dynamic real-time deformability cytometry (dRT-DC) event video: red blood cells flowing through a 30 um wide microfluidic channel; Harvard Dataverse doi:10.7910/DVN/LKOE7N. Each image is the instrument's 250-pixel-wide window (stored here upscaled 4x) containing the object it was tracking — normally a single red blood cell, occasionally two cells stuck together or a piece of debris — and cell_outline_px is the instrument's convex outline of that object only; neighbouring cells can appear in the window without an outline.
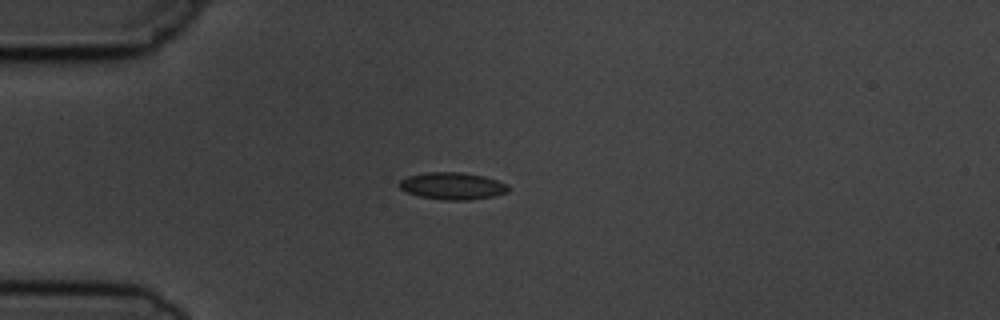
{"species": "common noctule bat (a hibernating species)", "species_latin": "Nyctalus noctula", "temperature_condition": "cold", "stored_images_in_passage": 8, "camera_frame_rate_fps": 3000, "um_per_image_px": 0.085, "animal": {"sex": "male", "body_mass_g": 19.5, "forearm_length_mm": 54.6}, "frame": {"image": 1, "passage_image": 3, "time_ms": 2.333, "image_size_px": [1000, 320], "cell_outline_px": [[508, 192], [496, 196], [468, 200], [444, 200], [420, 196], [408, 192], [400, 188], [400, 180], [408, 176], [428, 172], [460, 172], [484, 176], [508, 184]], "centroid_in_image_um": [38.5, 15.81], "position_along_channel_um": 46.5, "area_um2": 17.11}}
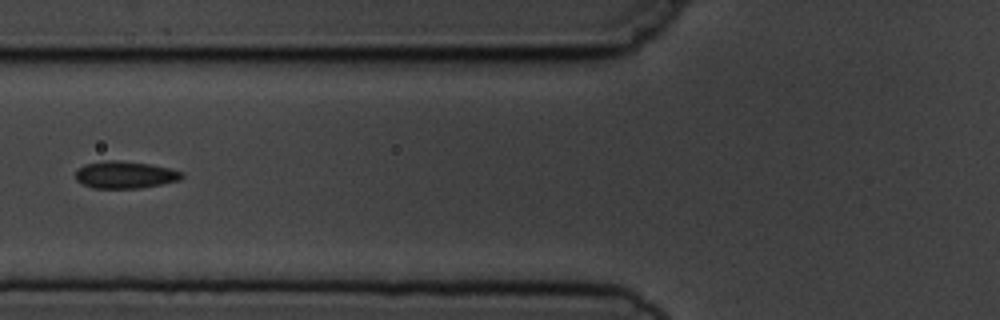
{"frame": {"image": 2, "passage_image": 5, "time_ms": 4.667, "image_size_px": [1000, 320], "cell_outline_px": [[184, 176], [180, 180], [140, 188], [92, 188], [76, 180], [76, 172], [84, 164], [104, 160], [116, 160], [148, 164], [168, 168], [184, 172]], "centroid_in_image_um": [10.63, 14.86], "position_along_channel_um": 115.2, "area_um2": 16.7}}
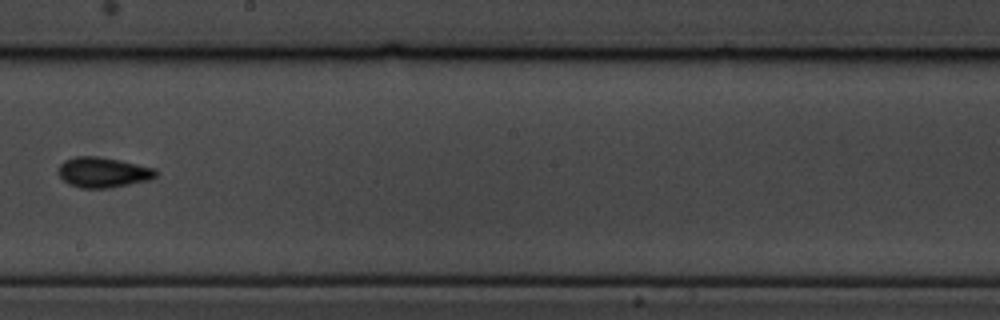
{"frame": {"image": 3, "passage_image": 8, "time_ms": 8.0, "image_size_px": [1000, 320], "cell_outline_px": [[156, 176], [152, 180], [112, 188], [80, 188], [68, 184], [56, 172], [56, 168], [64, 160], [76, 156], [96, 156], [120, 160], [156, 168]], "centroid_in_image_um": [8.75, 14.65], "position_along_channel_um": 239.4, "area_um2": 17.57}}